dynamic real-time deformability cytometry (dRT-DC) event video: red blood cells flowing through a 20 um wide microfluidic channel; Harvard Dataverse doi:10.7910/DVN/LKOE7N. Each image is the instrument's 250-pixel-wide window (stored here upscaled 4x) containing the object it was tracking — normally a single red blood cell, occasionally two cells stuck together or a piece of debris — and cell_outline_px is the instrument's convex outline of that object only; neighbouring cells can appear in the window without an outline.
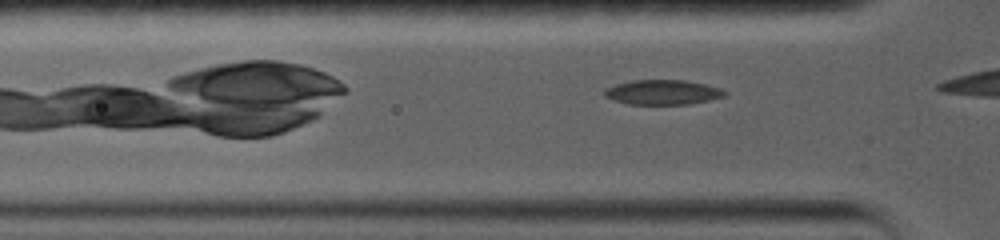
{"species": "common noctule bat (a hibernating species)", "species_latin": "Nyctalus noctula", "temperature_condition": "warm", "stored_images_in_passage": 39, "camera_frame_rate_fps": 5000, "um_per_image_px": 0.085, "animal": {"sex": "female", "body_mass_g": 19.0, "forearm_length_mm": 56.7}, "frame": {"image": 1, "passage_image": 6, "time_ms": 1.0, "image_size_px": [1000, 240], "cell_outline_px": [[728, 92], [724, 96], [708, 100], [688, 104], [628, 104], [604, 96], [604, 88], [616, 84], [632, 80], [684, 80], [704, 84], [720, 88]], "centroid_in_image_um": [56.31, 7.83], "position_along_channel_um": 69.5, "area_um2": 17.22}}
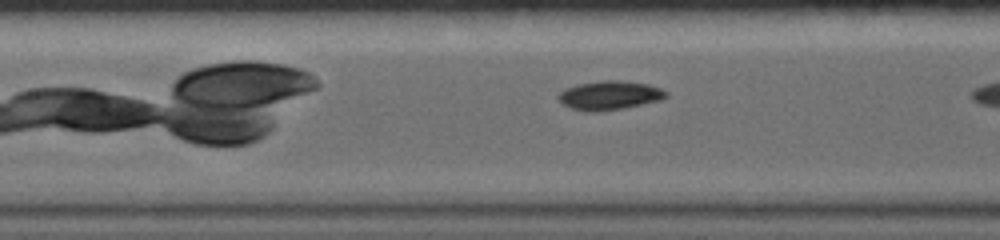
{"frame": {"image": 2, "passage_image": 17, "time_ms": 3.4, "image_size_px": [1000, 240], "cell_outline_px": [[668, 96], [660, 100], [620, 108], [596, 112], [584, 112], [572, 108], [564, 104], [556, 96], [564, 88], [580, 84], [604, 80], [620, 80], [648, 84], [660, 88], [668, 92]], "centroid_in_image_um": [51.8, 8.1], "position_along_channel_um": 155.6, "area_um2": 17.98}}
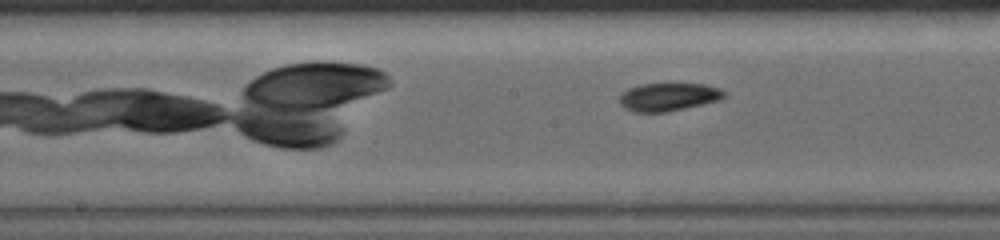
{"frame": {"image": 3, "passage_image": 22, "time_ms": 4.4, "image_size_px": [1000, 240], "cell_outline_px": [[724, 96], [720, 100], [668, 112], [632, 112], [624, 108], [620, 104], [620, 96], [628, 88], [640, 84], [704, 84], [720, 88], [724, 92]], "centroid_in_image_um": [56.8, 8.24], "position_along_channel_um": 191.4, "area_um2": 17.05}}